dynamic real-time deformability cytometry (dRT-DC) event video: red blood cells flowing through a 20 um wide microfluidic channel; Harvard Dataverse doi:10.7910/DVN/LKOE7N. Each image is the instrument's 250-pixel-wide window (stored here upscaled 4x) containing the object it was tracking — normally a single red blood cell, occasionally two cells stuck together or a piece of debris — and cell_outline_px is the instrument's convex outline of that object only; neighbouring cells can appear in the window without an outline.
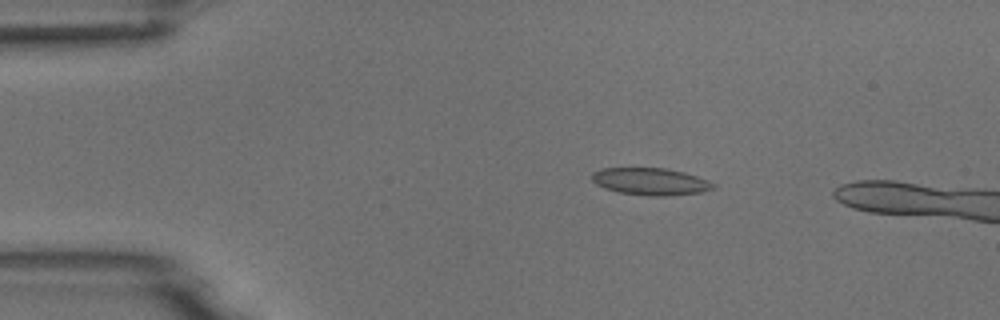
{"species": "common noctule bat (a hibernating species)", "species_latin": "Nyctalus noctula", "temperature_condition": "room temperature", "stored_images_in_passage": 7, "camera_frame_rate_fps": 3000, "um_per_image_px": 0.085, "animal": {"sex": "male", "body_mass_g": 18.8}, "frame": {"image": 1, "passage_image": 2, "time_ms": 2.0, "image_size_px": [1000, 320], "cell_outline_px": [[716, 188], [704, 192], [668, 196], [648, 196], [620, 192], [604, 188], [596, 184], [592, 180], [592, 172], [604, 168], [668, 168], [684, 172], [708, 180], [716, 184]], "centroid_in_image_um": [55.34, 15.43], "position_along_channel_um": 29.7, "area_um2": 19.36}}